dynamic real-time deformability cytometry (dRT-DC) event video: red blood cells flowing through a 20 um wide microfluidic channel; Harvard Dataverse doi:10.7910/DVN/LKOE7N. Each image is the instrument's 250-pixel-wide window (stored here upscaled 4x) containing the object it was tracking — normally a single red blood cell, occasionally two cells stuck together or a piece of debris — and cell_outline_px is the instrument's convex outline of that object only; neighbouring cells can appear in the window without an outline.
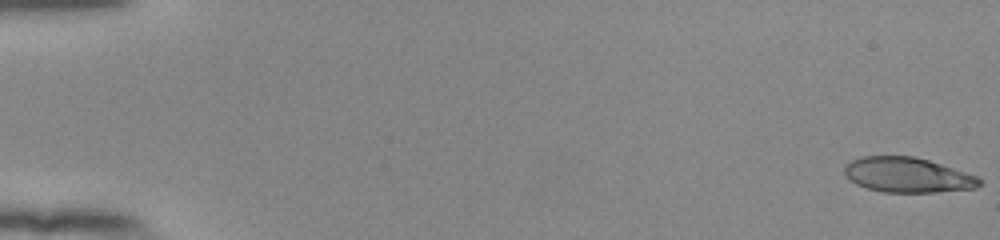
{"species": "human", "species_latin": "Homo sapiens", "temperature_condition": "room temperature", "stored_images_in_passage": 28, "camera_frame_rate_fps": 3000, "um_per_image_px": 0.085, "donor": {"sex": "female"}, "frame": {"image": 1, "passage_image": 1, "time_ms": 0.0, "image_size_px": [1000, 240], "cell_outline_px": [[984, 180], [976, 188], [936, 192], [884, 192], [868, 188], [856, 184], [844, 172], [844, 164], [852, 160], [864, 156], [912, 156], [928, 160], [976, 176]], "centroid_in_image_um": [77.14, 14.87], "position_along_channel_um": 7.9, "area_um2": 27.22}}
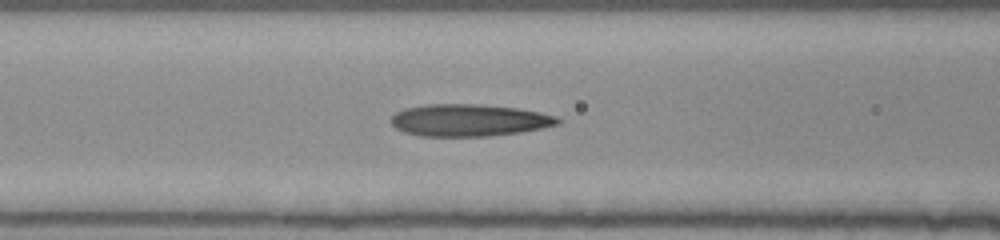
{"frame": {"image": 2, "passage_image": 24, "time_ms": 7.667, "image_size_px": [1000, 240], "cell_outline_px": [[564, 120], [560, 124], [544, 128], [520, 132], [488, 136], [420, 136], [404, 132], [396, 128], [392, 124], [392, 116], [396, 112], [404, 108], [424, 104], [480, 104], [516, 108], [540, 112], [556, 116]], "centroid_in_image_um": [39.9, 10.21], "position_along_channel_um": 126.7, "area_um2": 31.39}}
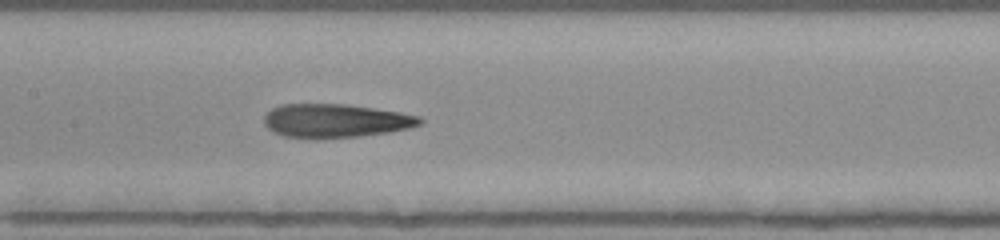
{"frame": {"image": 3, "passage_image": 28, "time_ms": 9.0, "image_size_px": [1000, 240], "cell_outline_px": [[424, 120], [420, 124], [408, 128], [388, 132], [360, 136], [316, 140], [284, 136], [272, 132], [264, 124], [264, 116], [272, 108], [280, 104], [344, 104], [400, 112], [420, 116]], "centroid_in_image_um": [28.47, 10.28], "position_along_channel_um": 178.9, "area_um2": 30.87}}